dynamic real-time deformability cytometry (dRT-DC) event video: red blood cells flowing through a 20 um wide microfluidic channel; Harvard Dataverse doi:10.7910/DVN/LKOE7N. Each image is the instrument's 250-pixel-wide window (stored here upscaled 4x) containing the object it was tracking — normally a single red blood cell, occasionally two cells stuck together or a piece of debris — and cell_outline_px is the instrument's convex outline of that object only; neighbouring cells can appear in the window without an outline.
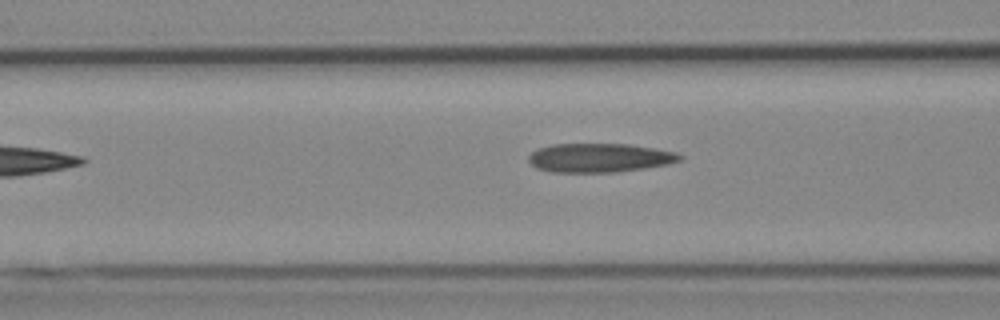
{"species": "Egyptian fruit bat (a non-hibernating species)", "species_latin": "Rousettus aegyptiacus", "temperature_condition": "cold", "stored_images_in_passage": 6, "camera_frame_rate_fps": 3000, "um_per_image_px": 0.085, "animal": {"sex": "female"}, "frame": {"image": 1, "passage_image": 5, "time_ms": 5.667, "image_size_px": [1000, 320], "cell_outline_px": [[684, 156], [680, 160], [668, 164], [644, 168], [616, 172], [552, 172], [536, 168], [528, 160], [528, 156], [536, 148], [552, 144], [628, 144], [676, 152]], "centroid_in_image_um": [50.93, 13.41], "position_along_channel_um": 115.7, "area_um2": 25.49}}
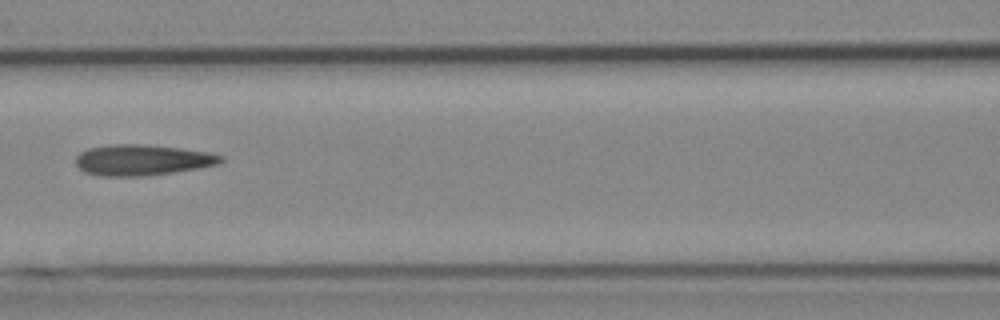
{"frame": {"image": 2, "passage_image": 6, "time_ms": 6.667, "image_size_px": [1000, 320], "cell_outline_px": [[224, 160], [220, 164], [200, 168], [144, 176], [100, 176], [84, 172], [76, 164], [76, 156], [80, 152], [88, 148], [116, 144], [144, 144], [180, 148], [208, 152], [224, 156]], "centroid_in_image_um": [12.11, 13.6], "position_along_channel_um": 154.5, "area_um2": 26.13}}